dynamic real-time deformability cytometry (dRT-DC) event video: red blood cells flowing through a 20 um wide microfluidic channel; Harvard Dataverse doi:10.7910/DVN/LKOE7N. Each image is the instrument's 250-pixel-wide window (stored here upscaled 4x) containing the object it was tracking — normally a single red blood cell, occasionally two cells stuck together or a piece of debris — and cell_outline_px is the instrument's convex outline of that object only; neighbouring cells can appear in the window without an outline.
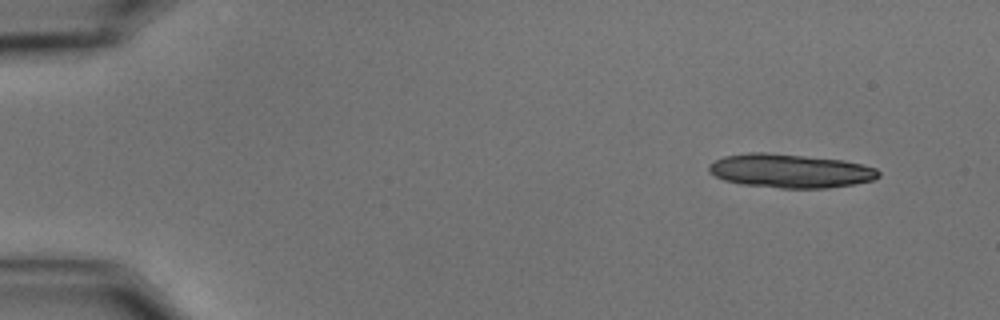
{"species": "common noctule bat (a hibernating species)", "species_latin": "Nyctalus noctula", "temperature_condition": "cold", "stored_images_in_passage": 14, "camera_frame_rate_fps": 3000, "um_per_image_px": 0.085, "animal": {"sex": "male", "body_mass_g": 15.6}, "frame": {"image": 1, "passage_image": 1, "time_ms": 0.0, "image_size_px": [1000, 320], "cell_outline_px": [[880, 176], [872, 180], [852, 184], [828, 188], [780, 188], [740, 184], [724, 180], [708, 172], [708, 164], [724, 156], [748, 152], [764, 152], [844, 160], [876, 168], [880, 172]], "centroid_in_image_um": [67.14, 14.52], "position_along_channel_um": 17.9, "area_um2": 33.41}}